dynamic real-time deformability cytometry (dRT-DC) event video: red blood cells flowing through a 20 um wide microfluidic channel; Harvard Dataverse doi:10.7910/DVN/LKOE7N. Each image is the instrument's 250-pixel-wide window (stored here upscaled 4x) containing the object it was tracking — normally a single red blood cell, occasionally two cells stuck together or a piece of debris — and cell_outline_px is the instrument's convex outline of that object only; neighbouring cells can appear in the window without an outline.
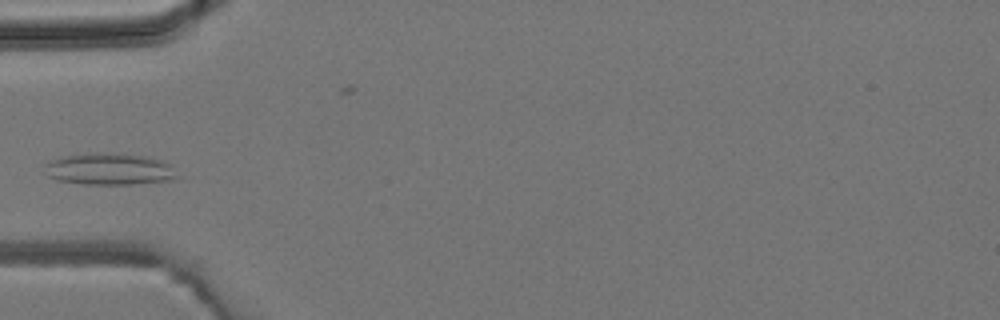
{"species": "common noctule bat (a hibernating species)", "species_latin": "Nyctalus noctula", "temperature_condition": "room temperature", "stored_images_in_passage": 4, "camera_frame_rate_fps": 3000, "um_per_image_px": 0.085, "animal": {"sex": "male", "body_mass_g": 19.2, "forearm_length_mm": 51.8}, "frame": {"image": 1, "passage_image": 3, "time_ms": 3.333, "image_size_px": [1000, 320], "cell_outline_px": [[176, 176], [172, 180], [132, 184], [84, 184], [56, 180], [48, 176], [44, 164], [48, 160], [64, 156], [144, 156], [164, 160], [172, 164]], "centroid_in_image_um": [9.31, 14.43], "position_along_channel_um": 75.7, "area_um2": 23.35}}